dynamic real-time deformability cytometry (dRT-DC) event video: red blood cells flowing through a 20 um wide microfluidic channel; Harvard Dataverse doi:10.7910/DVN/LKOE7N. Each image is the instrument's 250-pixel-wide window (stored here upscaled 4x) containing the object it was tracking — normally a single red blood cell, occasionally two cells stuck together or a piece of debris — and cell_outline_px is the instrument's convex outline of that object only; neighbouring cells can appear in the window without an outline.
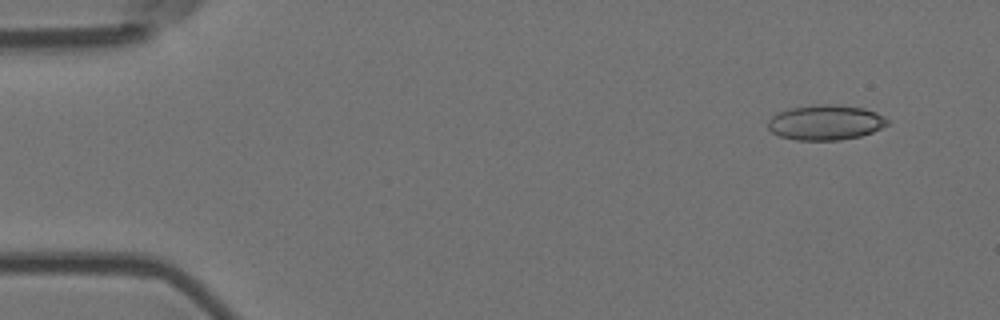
{"species": "Egyptian fruit bat (a non-hibernating species)", "species_latin": "Rousettus aegyptiacus", "temperature_condition": "room temperature", "stored_images_in_passage": 52, "camera_frame_rate_fps": 3000, "um_per_image_px": 0.085, "animal": {"sex": "female"}, "frame": {"image": 1, "passage_image": 1, "time_ms": 0.0, "image_size_px": [1000, 320], "cell_outline_px": [[888, 124], [872, 132], [860, 136], [840, 140], [796, 140], [780, 136], [772, 132], [768, 128], [768, 120], [772, 116], [788, 108], [820, 104], [836, 104], [864, 108], [876, 112], [884, 116], [888, 120]], "centroid_in_image_um": [70.17, 10.4], "position_along_channel_um": 14.8, "area_um2": 24.45}}
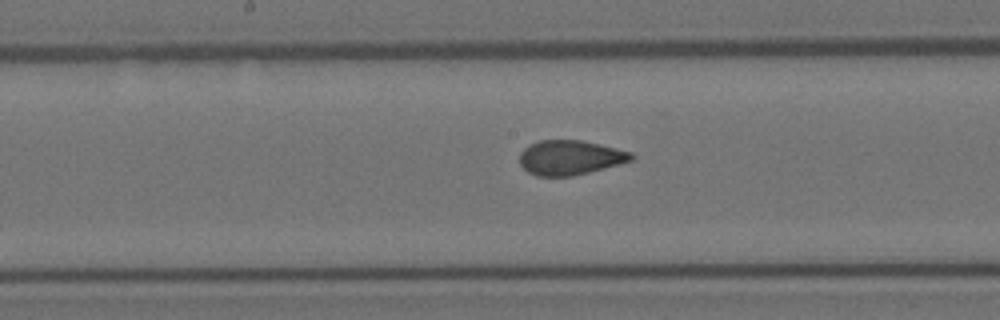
{"frame": {"image": 2, "passage_image": 25, "time_ms": 8.0, "image_size_px": [1000, 320], "cell_outline_px": [[636, 156], [632, 160], [604, 168], [572, 176], [536, 176], [528, 172], [520, 164], [520, 152], [528, 144], [540, 140], [580, 140], [632, 152]], "centroid_in_image_um": [48.43, 13.39], "position_along_channel_um": 199.8, "area_um2": 22.43}}
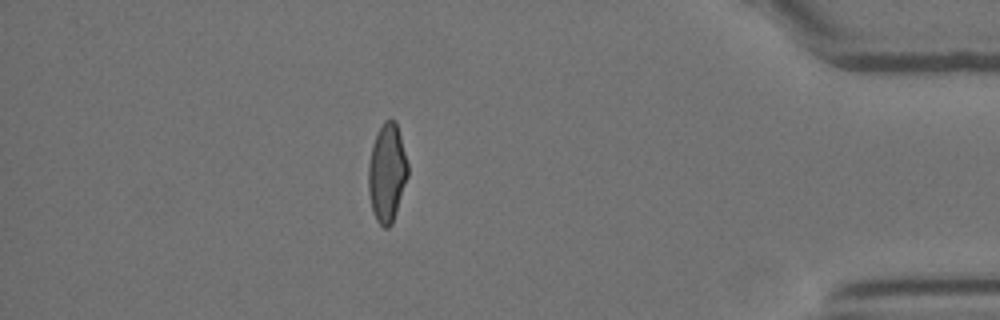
{"frame": {"image": 3, "passage_image": 45, "time_ms": 14.667, "image_size_px": [1000, 320], "cell_outline_px": [[408, 176], [392, 224], [388, 228], [384, 228], [376, 220], [372, 212], [368, 192], [368, 164], [372, 144], [376, 132], [384, 120], [396, 120], [408, 164]], "centroid_in_image_um": [32.88, 14.68], "position_along_channel_um": 402.3, "area_um2": 22.83}, "authors_computed_cell_mechanics": {"area_um2": 23.1778, "velocity_mm_per_s": 3.6698, "shape_relaxation_time_tau1_ms": 8.5315, "shape_relaxation_time_tau2_ms": 0.9661, "deformation_change_tau1": 0.1811, "deformation_change_tau2": 0.0689}}